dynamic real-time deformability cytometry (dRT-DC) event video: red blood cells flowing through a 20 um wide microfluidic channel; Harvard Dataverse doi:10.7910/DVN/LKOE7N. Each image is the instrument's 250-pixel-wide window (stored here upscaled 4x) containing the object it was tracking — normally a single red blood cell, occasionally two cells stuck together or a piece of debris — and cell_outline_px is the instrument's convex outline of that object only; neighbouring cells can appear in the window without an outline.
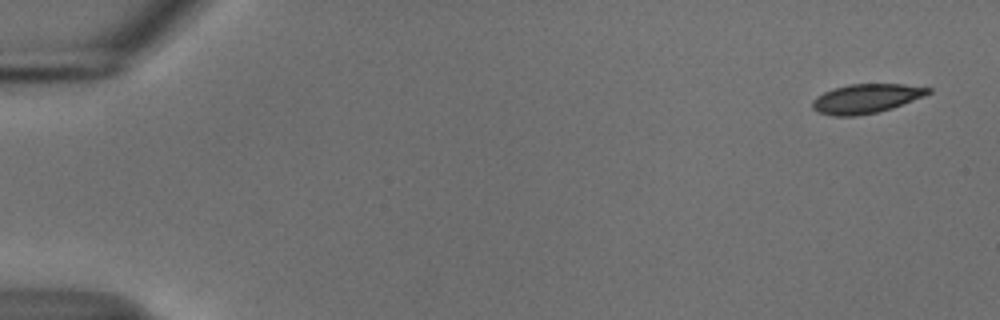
{"species": "common noctule bat (a hibernating species)", "species_latin": "Nyctalus noctula", "temperature_condition": "cold", "stored_images_in_passage": 53, "camera_frame_rate_fps": 3000, "um_per_image_px": 0.085, "animal": {"sex": "male", "body_mass_g": 18.8}, "frame": {"image": 1, "passage_image": 1, "time_ms": 0.0, "image_size_px": [1000, 320], "cell_outline_px": [[932, 92], [924, 96], [892, 108], [876, 112], [856, 116], [832, 116], [820, 112], [812, 108], [812, 100], [816, 96], [824, 92], [848, 84], [904, 84], [932, 88]], "centroid_in_image_um": [73.62, 8.37], "position_along_channel_um": 11.4, "area_um2": 19.65}}
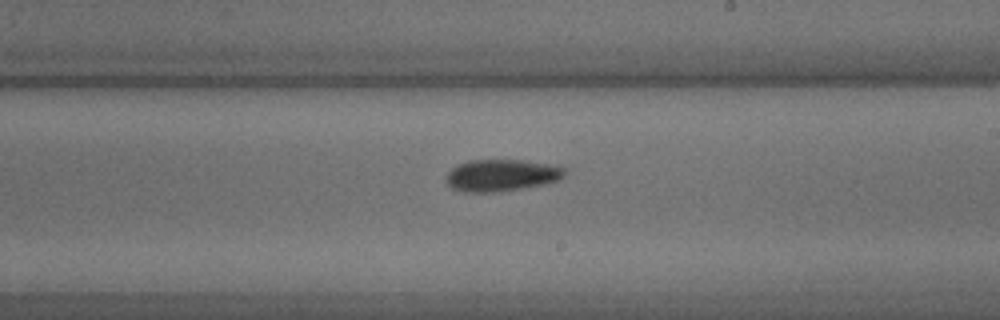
{"frame": {"image": 2, "passage_image": 31, "time_ms": 10.0, "image_size_px": [1000, 320], "cell_outline_px": [[568, 168], [564, 176], [560, 180], [544, 184], [520, 188], [492, 192], [464, 192], [452, 188], [444, 180], [444, 176], [456, 164], [468, 160], [520, 160], [560, 164]], "centroid_in_image_um": [42.66, 14.88], "position_along_channel_um": 246.3, "area_um2": 22.48}}
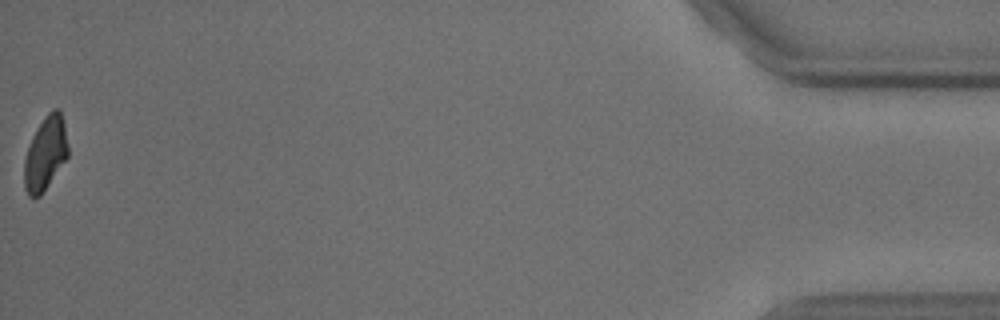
{"frame": {"image": 3, "passage_image": 53, "time_ms": 17.333, "image_size_px": [1000, 320], "cell_outline_px": [[68, 156], [40, 196], [28, 196], [24, 188], [24, 160], [32, 136], [44, 116], [52, 108], [60, 108], [64, 124], [68, 148]], "centroid_in_image_um": [3.85, 13.01], "position_along_channel_um": 431.3, "area_um2": 18.67}, "authors_computed_cell_mechanics": {"area_um2": 20.808, "velocity_mm_per_s": 3.7344, "shape_relaxation_time_tau1_ms": 5.1478, "shape_relaxation_time_tau2_ms": null, "deformation_change_tau1": 0.1125, "deformation_change_tau2": null}}